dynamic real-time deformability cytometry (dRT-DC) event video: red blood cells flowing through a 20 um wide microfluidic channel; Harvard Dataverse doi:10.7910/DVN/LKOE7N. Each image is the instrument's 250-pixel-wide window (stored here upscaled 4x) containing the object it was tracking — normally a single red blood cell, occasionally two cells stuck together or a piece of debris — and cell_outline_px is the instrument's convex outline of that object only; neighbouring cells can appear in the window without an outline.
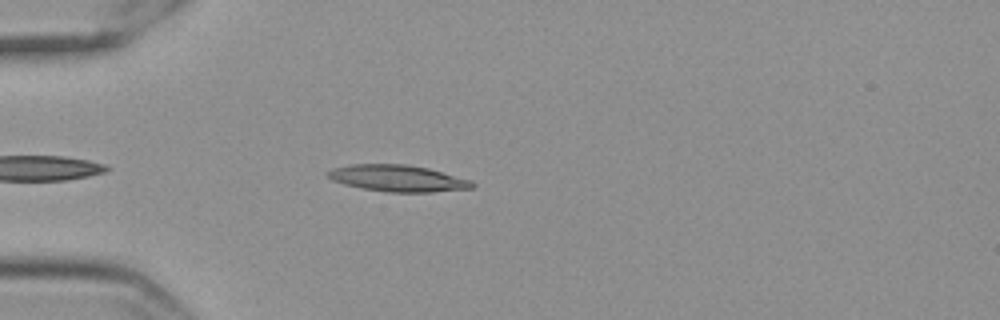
{"species": "Egyptian fruit bat (a non-hibernating species)", "species_latin": "Rousettus aegyptiacus", "temperature_condition": "cold", "stored_images_in_passage": 38, "camera_frame_rate_fps": 3000, "um_per_image_px": 0.085, "frame": {"image": 1, "passage_image": 5, "time_ms": 1.333, "image_size_px": [1000, 320], "cell_outline_px": [[476, 184], [472, 188], [432, 192], [388, 192], [364, 188], [344, 184], [332, 180], [328, 176], [328, 172], [332, 168], [352, 164], [404, 164], [428, 168], [472, 180]], "centroid_in_image_um": [33.84, 15.15], "position_along_channel_um": 51.2, "area_um2": 22.2}}
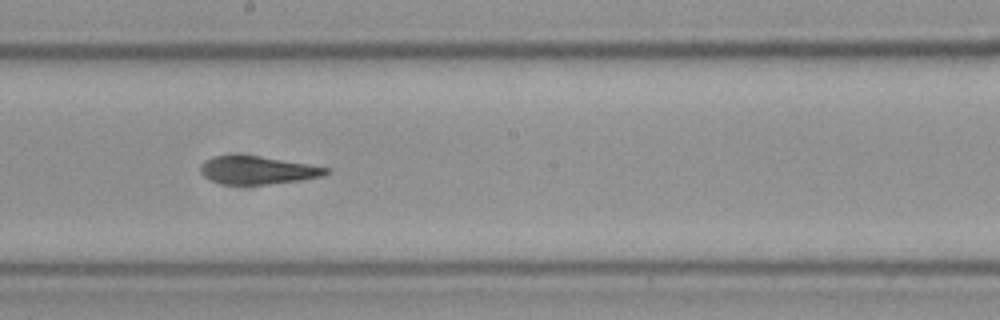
{"frame": {"image": 2, "passage_image": 21, "time_ms": 6.667, "image_size_px": [1000, 320], "cell_outline_px": [[332, 172], [320, 176], [300, 180], [268, 184], [220, 184], [208, 180], [200, 172], [200, 164], [204, 160], [212, 156], [260, 156], [332, 168]], "centroid_in_image_um": [21.87, 14.47], "position_along_channel_um": 226.3, "area_um2": 20.46}}
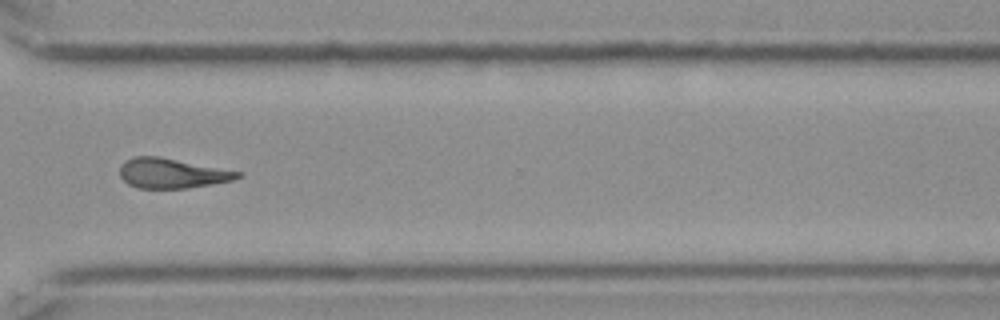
{"frame": {"image": 3, "passage_image": 32, "time_ms": 10.333, "image_size_px": [1000, 320], "cell_outline_px": [[244, 176], [232, 180], [212, 184], [188, 188], [136, 188], [128, 184], [120, 176], [120, 164], [124, 160], [136, 156], [160, 156], [240, 172]], "centroid_in_image_um": [14.58, 14.72], "position_along_channel_um": 356.0, "area_um2": 20.52}, "authors_computed_cell_mechanics": {"area_um2": 20.8369, "velocity_mm_per_s": 3.5423, "shape_relaxation_time_tau1_ms": null, "shape_relaxation_time_tau2_ms": 4.7744, "deformation_change_tau1": null, "deformation_change_tau2": 0.165}}